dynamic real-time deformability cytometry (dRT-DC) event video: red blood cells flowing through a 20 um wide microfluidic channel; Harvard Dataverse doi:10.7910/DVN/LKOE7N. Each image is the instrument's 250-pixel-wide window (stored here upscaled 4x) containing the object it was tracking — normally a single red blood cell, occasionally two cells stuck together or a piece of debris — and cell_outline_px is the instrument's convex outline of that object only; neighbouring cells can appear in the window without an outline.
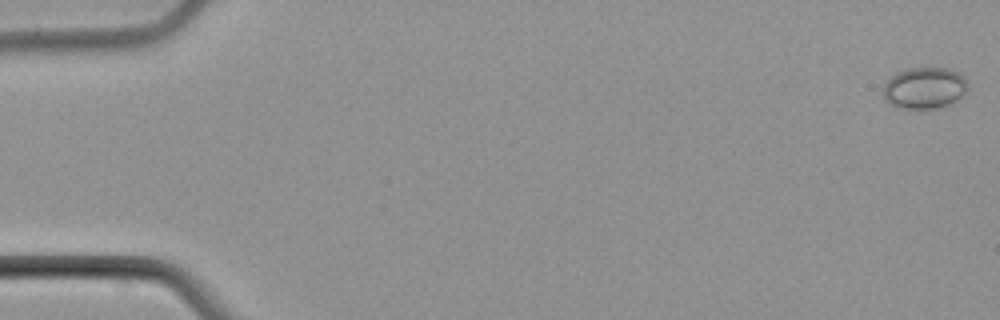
{"species": "common noctule bat (a hibernating species)", "species_latin": "Nyctalus noctula", "temperature_condition": "cold", "stored_images_in_passage": 5, "camera_frame_rate_fps": 3000, "um_per_image_px": 0.085, "animal": {"sex": "male", "body_mass_g": 21.5, "forearm_length_mm": 52.0}, "frame": {"image": 1, "passage_image": 1, "time_ms": 0.0, "image_size_px": [1000, 320], "cell_outline_px": [[968, 88], [964, 96], [948, 104], [936, 108], [900, 108], [884, 100], [884, 84], [896, 72], [904, 68], [948, 68], [964, 76], [968, 80]], "centroid_in_image_um": [78.61, 7.46], "position_along_channel_um": 6.4, "area_um2": 20.52}}
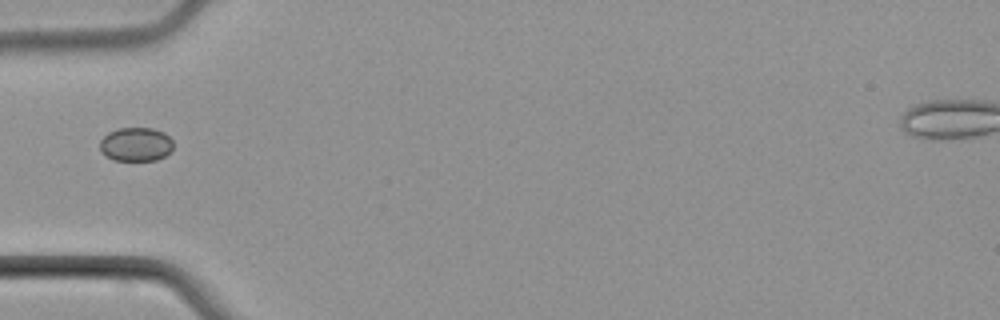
{"frame": {"image": 2, "passage_image": 5, "time_ms": 6.0, "image_size_px": [1000, 320], "cell_outline_px": [[172, 152], [156, 160], [112, 160], [100, 152], [100, 140], [108, 132], [116, 128], [152, 128], [164, 132], [172, 140]], "centroid_in_image_um": [11.53, 12.26], "position_along_channel_um": 73.5, "area_um2": 14.62}}